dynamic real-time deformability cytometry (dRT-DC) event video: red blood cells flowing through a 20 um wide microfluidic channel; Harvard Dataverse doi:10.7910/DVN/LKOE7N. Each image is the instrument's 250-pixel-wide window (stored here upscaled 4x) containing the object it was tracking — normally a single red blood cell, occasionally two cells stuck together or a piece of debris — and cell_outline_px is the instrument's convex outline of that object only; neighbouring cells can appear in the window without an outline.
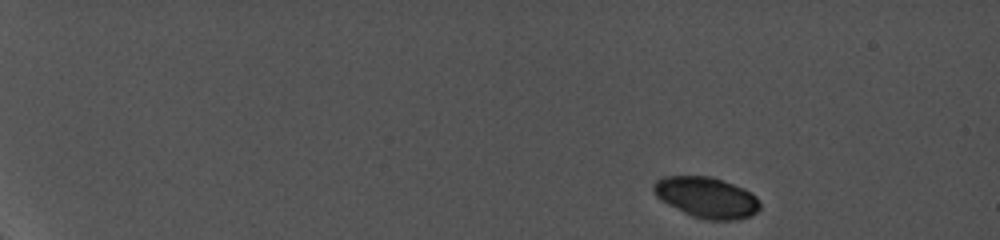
{"species": "common noctule bat (a hibernating species)", "species_latin": "Nyctalus noctula", "temperature_condition": "cold", "stored_images_in_passage": 5, "camera_frame_rate_fps": 5000, "um_per_image_px": 0.085, "animal": {"sex": "female", "body_mass_g": 19.0, "forearm_length_mm": 56.7}, "frame": {"image": 1, "passage_image": 1, "time_ms": 0.0, "image_size_px": [1000, 240], "cell_outline_px": [[760, 208], [756, 212], [748, 216], [736, 220], [704, 220], [692, 216], [660, 200], [656, 196], [652, 188], [652, 184], [656, 180], [664, 176], [712, 176], [744, 188], [756, 196], [760, 204]], "centroid_in_image_um": [60.04, 16.77], "position_along_channel_um": 25.0, "area_um2": 25.37}}
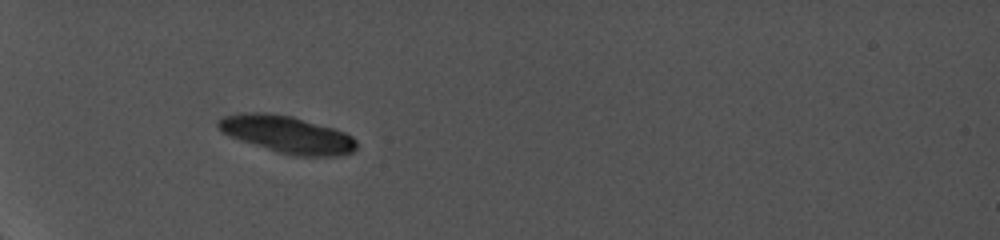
{"frame": {"image": 2, "passage_image": 5, "time_ms": 4.6, "image_size_px": [1000, 240], "cell_outline_px": [[356, 148], [352, 152], [336, 156], [296, 156], [276, 152], [240, 140], [220, 132], [216, 124], [216, 120], [224, 116], [240, 112], [264, 112], [292, 116], [332, 128], [344, 132], [352, 136], [356, 140]], "centroid_in_image_um": [24.35, 11.42], "position_along_channel_um": 60.6, "area_um2": 30.06}}